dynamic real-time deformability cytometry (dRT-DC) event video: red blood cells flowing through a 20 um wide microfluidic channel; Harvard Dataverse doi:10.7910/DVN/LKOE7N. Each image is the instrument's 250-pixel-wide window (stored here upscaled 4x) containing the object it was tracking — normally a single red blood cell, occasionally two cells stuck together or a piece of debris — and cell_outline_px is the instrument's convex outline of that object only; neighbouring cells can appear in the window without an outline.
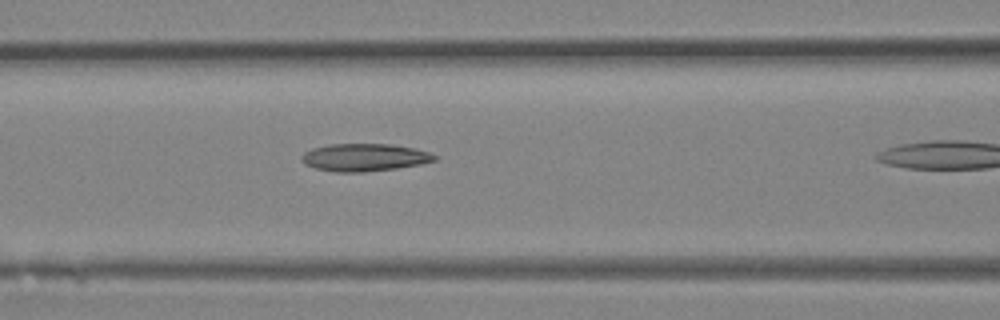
{"species": "Egyptian fruit bat (a non-hibernating species)", "species_latin": "Rousettus aegyptiacus", "temperature_condition": "room temperature", "stored_images_in_passage": 7, "camera_frame_rate_fps": 3000, "um_per_image_px": 0.085, "animal": {"sex": "female"}, "frame": {"image": 1, "passage_image": 6, "time_ms": 1.667, "image_size_px": [1000, 320], "cell_outline_px": [[436, 160], [420, 164], [396, 168], [364, 172], [336, 172], [316, 168], [304, 164], [300, 160], [300, 156], [304, 152], [312, 148], [328, 144], [392, 144], [416, 148], [428, 152], [436, 156]], "centroid_in_image_um": [30.94, 13.37], "position_along_channel_um": 135.7, "area_um2": 21.44}}